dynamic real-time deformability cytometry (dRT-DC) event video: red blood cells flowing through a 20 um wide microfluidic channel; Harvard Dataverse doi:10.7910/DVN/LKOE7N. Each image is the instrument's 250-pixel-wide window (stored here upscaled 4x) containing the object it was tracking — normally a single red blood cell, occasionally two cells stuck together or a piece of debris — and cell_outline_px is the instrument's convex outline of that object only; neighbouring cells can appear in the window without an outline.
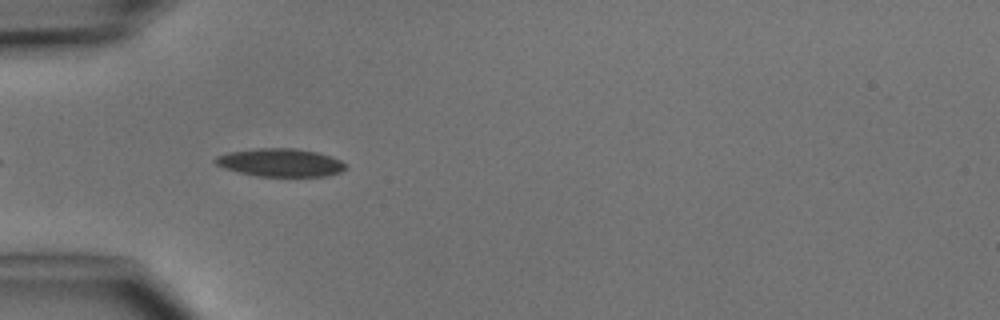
{"species": "common noctule bat (a hibernating species)", "species_latin": "Nyctalus noctula", "temperature_condition": "cold", "stored_images_in_passage": 7, "camera_frame_rate_fps": 3000, "um_per_image_px": 0.085, "animal": {"sex": "male", "body_mass_g": 15.6}, "frame": {"image": 1, "passage_image": 5, "time_ms": 4.667, "image_size_px": [1000, 320], "cell_outline_px": [[348, 168], [340, 172], [328, 176], [256, 176], [224, 168], [216, 164], [212, 160], [216, 156], [228, 152], [260, 148], [296, 148], [316, 152], [340, 160], [348, 164]], "centroid_in_image_um": [23.84, 13.82], "position_along_channel_um": 61.2, "area_um2": 21.33}}
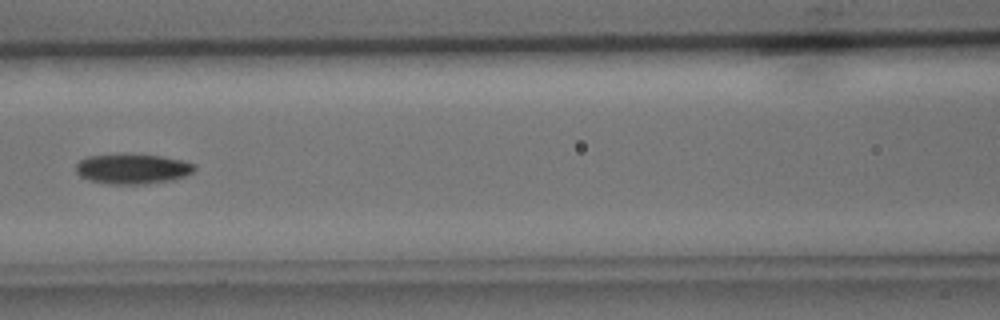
{"frame": {"image": 2, "passage_image": 7, "time_ms": 7.0, "image_size_px": [1000, 320], "cell_outline_px": [[196, 168], [192, 172], [176, 180], [144, 184], [112, 184], [88, 180], [80, 176], [76, 172], [76, 164], [80, 160], [88, 156], [160, 156], [184, 160], [196, 164]], "centroid_in_image_um": [11.31, 14.39], "position_along_channel_um": 155.3, "area_um2": 20.35}}